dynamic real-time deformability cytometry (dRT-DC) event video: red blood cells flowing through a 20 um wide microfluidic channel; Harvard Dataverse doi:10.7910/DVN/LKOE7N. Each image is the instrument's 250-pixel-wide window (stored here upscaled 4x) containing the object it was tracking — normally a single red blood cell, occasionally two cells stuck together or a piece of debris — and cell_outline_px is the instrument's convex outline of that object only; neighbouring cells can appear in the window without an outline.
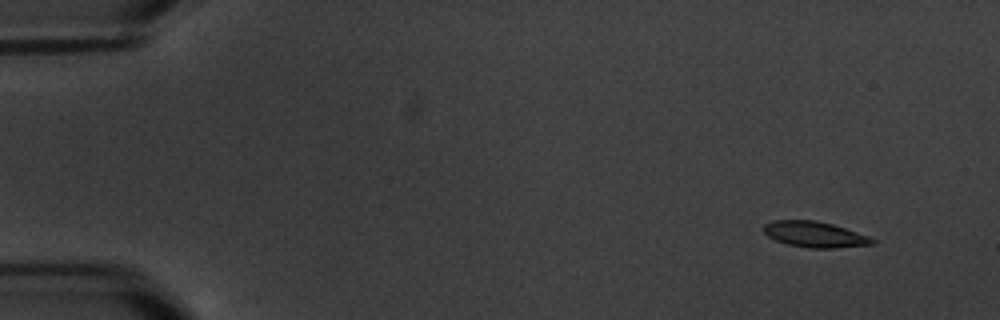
{"species": "common noctule bat (a hibernating species)", "species_latin": "Nyctalus noctula", "temperature_condition": "warm", "stored_images_in_passage": 7, "camera_frame_rate_fps": 3000, "um_per_image_px": 0.085, "animal": {"sex": "male", "body_mass_g": 20.1, "forearm_length_mm": 53.5}, "frame": {"image": 1, "passage_image": 2, "time_ms": 1.333, "image_size_px": [1000, 320], "cell_outline_px": [[876, 240], [872, 244], [832, 248], [808, 248], [788, 244], [776, 240], [768, 236], [764, 232], [764, 224], [772, 220], [816, 220], [832, 224], [868, 236]], "centroid_in_image_um": [69.22, 19.92], "position_along_channel_um": 15.8, "area_um2": 16.13}}
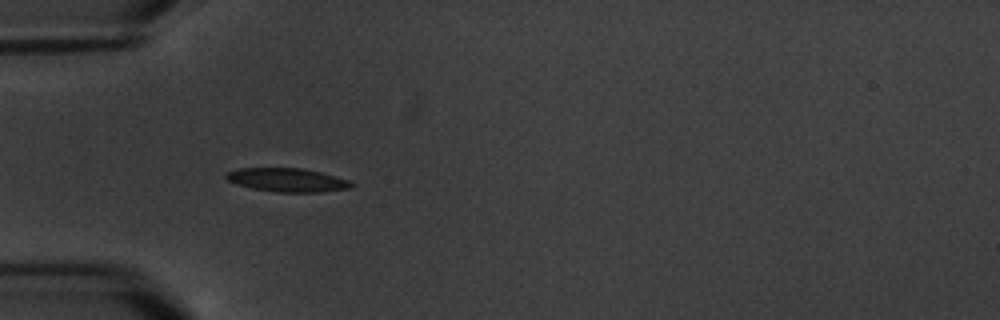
{"frame": {"image": 2, "passage_image": 6, "time_ms": 6.0, "image_size_px": [1000, 320], "cell_outline_px": [[356, 184], [352, 188], [320, 192], [276, 192], [252, 188], [236, 184], [228, 180], [224, 176], [224, 172], [240, 168], [304, 168], [336, 176], [348, 180]], "centroid_in_image_um": [24.42, 15.29], "position_along_channel_um": 60.6, "area_um2": 17.4}}